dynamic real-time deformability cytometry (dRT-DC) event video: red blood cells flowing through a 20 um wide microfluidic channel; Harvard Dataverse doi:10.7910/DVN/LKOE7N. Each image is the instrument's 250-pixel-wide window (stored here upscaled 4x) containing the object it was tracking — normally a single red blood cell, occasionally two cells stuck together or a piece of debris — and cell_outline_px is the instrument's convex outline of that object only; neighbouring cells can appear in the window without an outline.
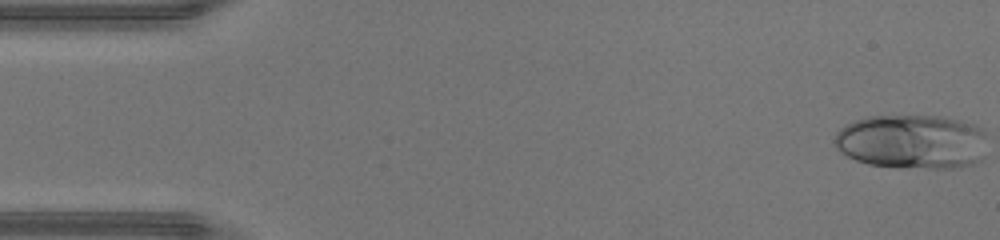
{"species": "human", "species_latin": "Homo sapiens", "temperature_condition": "warm", "stored_images_in_passage": 46, "camera_frame_rate_fps": 3000, "um_per_image_px": 0.085, "donor": {"sex": "male"}, "frame": {"image": 1, "passage_image": 1, "time_ms": 0.0, "image_size_px": [1000, 240], "cell_outline_px": [[984, 156], [980, 160], [972, 164], [956, 168], [896, 168], [868, 164], [856, 160], [840, 152], [836, 148], [832, 140], [836, 132], [840, 128], [856, 120], [868, 116], [940, 116], [960, 120], [976, 124], [984, 132]], "centroid_in_image_um": [77.49, 12.05], "position_along_channel_um": 7.5, "area_um2": 48.96}}
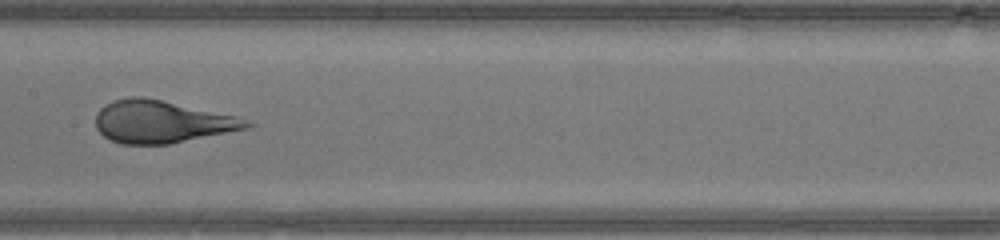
{"frame": {"image": 2, "passage_image": 23, "time_ms": 7.333, "image_size_px": [1000, 240], "cell_outline_px": [[256, 124], [248, 128], [168, 144], [120, 144], [104, 136], [96, 128], [96, 112], [104, 104], [112, 100], [128, 96], [144, 96], [236, 116]], "centroid_in_image_um": [13.7, 10.33], "position_along_channel_um": 193.7, "area_um2": 37.28}}
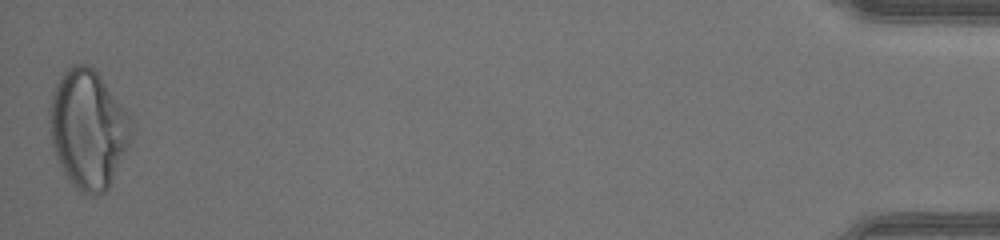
{"frame": {"image": 3, "passage_image": 46, "time_ms": 15.0, "image_size_px": [1000, 240], "cell_outline_px": [[132, 136], [128, 148], [108, 188], [100, 196], [96, 196], [80, 192], [72, 184], [60, 164], [56, 156], [52, 144], [48, 120], [48, 108], [56, 84], [60, 76], [72, 64], [88, 64], [100, 76], [132, 120]], "centroid_in_image_um": [7.48, 10.98], "position_along_channel_um": 427.7, "area_um2": 56.24}, "authors_computed_cell_mechanics": {"area_um2": 43.928, "velocity_mm_per_s": 4.4088, "shape_relaxation_time_tau1_ms": 4.6044, "shape_relaxation_time_tau2_ms": null, "deformation_change_tau1": 0.223, "deformation_change_tau2": null}}